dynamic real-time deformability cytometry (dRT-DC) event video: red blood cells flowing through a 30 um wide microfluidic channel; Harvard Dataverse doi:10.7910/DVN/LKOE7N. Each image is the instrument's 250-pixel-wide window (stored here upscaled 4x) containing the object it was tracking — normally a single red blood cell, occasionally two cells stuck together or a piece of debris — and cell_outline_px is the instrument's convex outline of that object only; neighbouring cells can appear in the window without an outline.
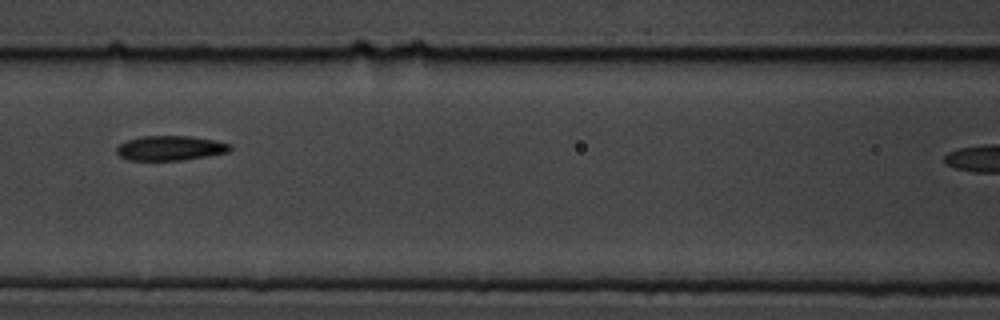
{"species": "common noctule bat (a hibernating species)", "species_latin": "Nyctalus noctula", "temperature_condition": "cold", "stored_images_in_passage": 6, "camera_frame_rate_fps": 3000, "um_per_image_px": 0.085, "animal": {"sex": "male", "body_mass_g": 19.5, "forearm_length_mm": 54.6}, "frame": {"image": 1, "passage_image": 5, "time_ms": 4.333, "image_size_px": [1000, 320], "cell_outline_px": [[232, 148], [228, 152], [208, 156], [184, 160], [128, 160], [120, 156], [116, 152], [116, 148], [120, 144], [128, 140], [144, 136], [192, 136], [216, 140], [232, 144]], "centroid_in_image_um": [14.52, 12.59], "position_along_channel_um": 152.1, "area_um2": 16.42}}